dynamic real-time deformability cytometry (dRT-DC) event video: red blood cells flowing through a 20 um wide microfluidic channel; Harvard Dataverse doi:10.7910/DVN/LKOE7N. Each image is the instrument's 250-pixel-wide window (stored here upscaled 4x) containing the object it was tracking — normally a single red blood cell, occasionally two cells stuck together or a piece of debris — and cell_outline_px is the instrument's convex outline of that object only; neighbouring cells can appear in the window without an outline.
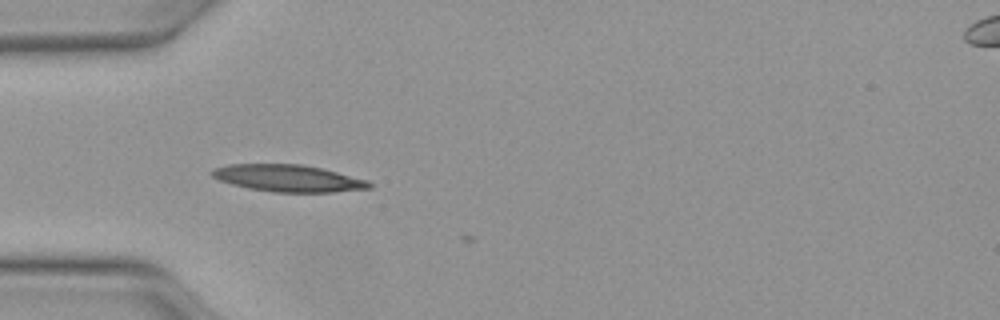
{"species": "Egyptian fruit bat (a non-hibernating species)", "species_latin": "Rousettus aegyptiacus", "temperature_condition": "warm", "stored_images_in_passage": 3, "camera_frame_rate_fps": 3000, "um_per_image_px": 0.085, "animal": {"sex": "female"}, "frame": {"image": 1, "passage_image": 2, "time_ms": 0.333, "image_size_px": [1000, 320], "cell_outline_px": [[372, 188], [332, 192], [272, 192], [248, 188], [232, 184], [220, 180], [212, 176], [208, 172], [212, 168], [228, 164], [300, 164], [320, 168], [368, 180], [372, 184]], "centroid_in_image_um": [24.45, 15.15], "position_along_channel_um": 60.5, "area_um2": 24.68}}